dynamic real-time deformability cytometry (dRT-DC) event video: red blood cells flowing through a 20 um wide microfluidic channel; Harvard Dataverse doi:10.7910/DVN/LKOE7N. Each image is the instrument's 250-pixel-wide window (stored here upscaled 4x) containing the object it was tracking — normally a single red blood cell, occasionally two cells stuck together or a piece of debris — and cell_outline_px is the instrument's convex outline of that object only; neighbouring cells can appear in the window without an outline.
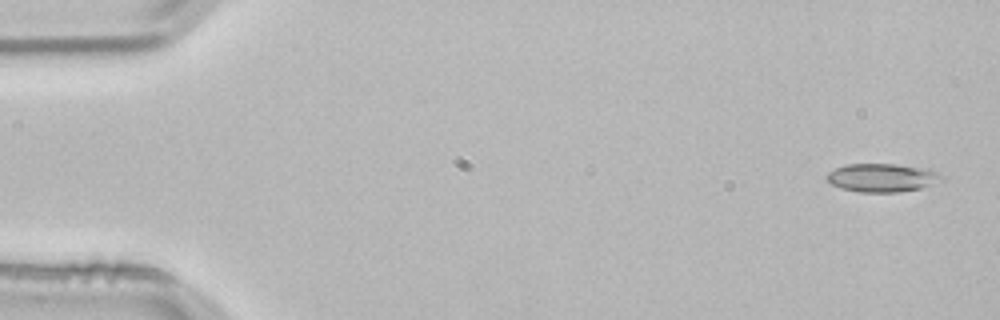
{"species": "common noctule bat (a hibernating species)", "species_latin": "Nyctalus noctula", "temperature_condition": "room temperature", "stored_images_in_passage": 4, "camera_frame_rate_fps": 3000, "um_per_image_px": 0.085, "animal": {"sex": "male", "body_mass_g": 21.5, "forearm_length_mm": 52.0}, "frame": {"image": 1, "passage_image": 1, "time_ms": 0.0, "image_size_px": [1000, 320], "cell_outline_px": [[944, 180], [920, 188], [900, 192], [860, 192], [840, 188], [832, 184], [828, 180], [828, 172], [844, 164], [896, 164], [932, 168], [940, 172], [944, 176]], "centroid_in_image_um": [75.06, 15.09], "position_along_channel_um": 9.9, "area_um2": 19.25}}
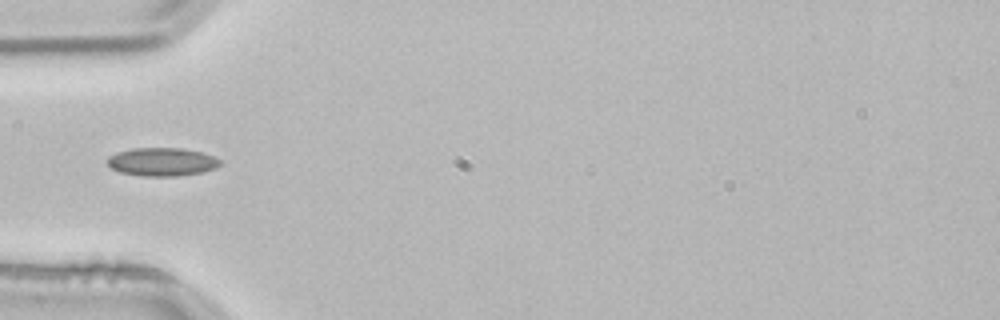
{"frame": {"image": 2, "passage_image": 4, "time_ms": 1.0, "image_size_px": [1000, 320], "cell_outline_px": [[220, 164], [216, 168], [200, 172], [176, 176], [140, 176], [120, 172], [112, 168], [108, 164], [108, 156], [116, 152], [132, 148], [184, 148], [216, 156], [220, 160]], "centroid_in_image_um": [13.76, 13.75], "position_along_channel_um": 71.2, "area_um2": 18.61}}